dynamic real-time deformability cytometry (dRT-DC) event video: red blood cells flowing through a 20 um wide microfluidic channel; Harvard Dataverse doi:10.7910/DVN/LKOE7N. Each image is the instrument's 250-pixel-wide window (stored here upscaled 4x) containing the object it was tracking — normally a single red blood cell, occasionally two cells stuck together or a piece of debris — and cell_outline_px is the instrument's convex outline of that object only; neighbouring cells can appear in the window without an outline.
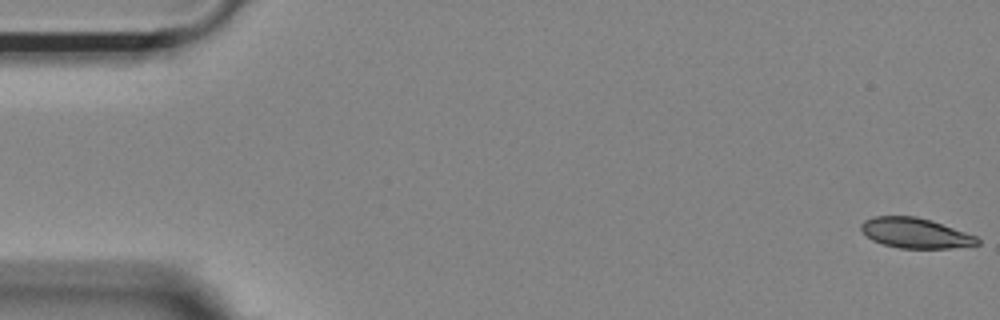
{"species": "Egyptian fruit bat (a non-hibernating species)", "species_latin": "Rousettus aegyptiacus", "temperature_condition": "room temperature", "stored_images_in_passage": 54, "camera_frame_rate_fps": 3000, "um_per_image_px": 0.085, "animal": {"sex": "female"}, "frame": {"image": 1, "passage_image": 1, "time_ms": 0.0, "image_size_px": [1000, 320], "cell_outline_px": [[980, 244], [952, 248], [900, 248], [884, 244], [872, 240], [860, 228], [860, 224], [864, 220], [872, 216], [916, 216], [932, 220], [976, 236], [980, 240]], "centroid_in_image_um": [77.8, 19.8], "position_along_channel_um": 7.2, "area_um2": 20.4}}
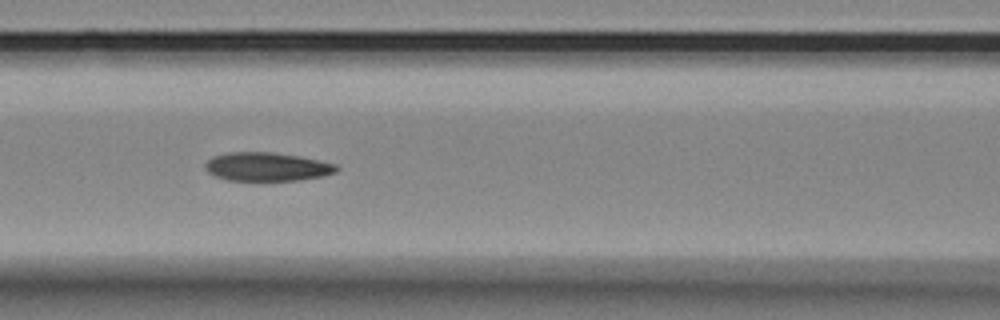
{"frame": {"image": 2, "passage_image": 23, "time_ms": 7.333, "image_size_px": [1000, 320], "cell_outline_px": [[340, 168], [336, 172], [324, 176], [300, 180], [228, 180], [216, 176], [208, 172], [204, 164], [212, 156], [228, 152], [272, 152], [300, 156], [336, 164]], "centroid_in_image_um": [22.71, 14.16], "position_along_channel_um": 143.9, "area_um2": 21.91}}
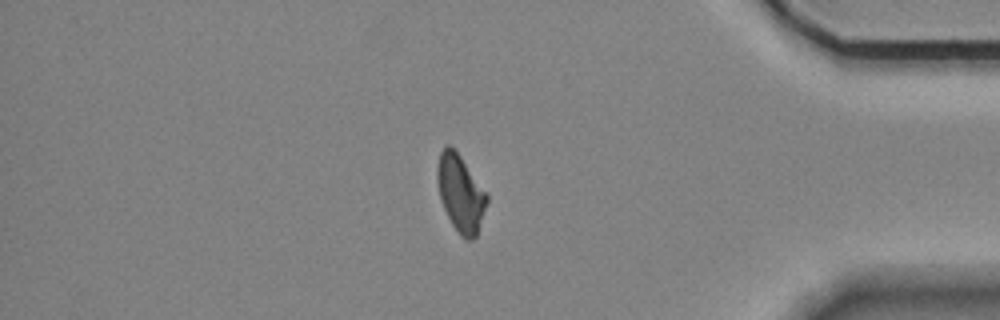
{"frame": {"image": 3, "passage_image": 46, "time_ms": 15.0, "image_size_px": [1000, 320], "cell_outline_px": [[488, 200], [476, 236], [472, 240], [464, 240], [460, 236], [452, 224], [440, 200], [436, 180], [436, 168], [440, 152], [444, 144], [448, 144], [460, 156], [488, 196]], "centroid_in_image_um": [39.11, 16.44], "position_along_channel_um": 396.1, "area_um2": 22.02}, "authors_computed_cell_mechanics": {"area_um2": 22.2819, "velocity_mm_per_s": 3.685, "shape_relaxation_time_tau1_ms": 6.4576, "shape_relaxation_time_tau2_ms": 4.3971, "deformation_change_tau1": 0.1538, "deformation_change_tau2": 0.1019}}